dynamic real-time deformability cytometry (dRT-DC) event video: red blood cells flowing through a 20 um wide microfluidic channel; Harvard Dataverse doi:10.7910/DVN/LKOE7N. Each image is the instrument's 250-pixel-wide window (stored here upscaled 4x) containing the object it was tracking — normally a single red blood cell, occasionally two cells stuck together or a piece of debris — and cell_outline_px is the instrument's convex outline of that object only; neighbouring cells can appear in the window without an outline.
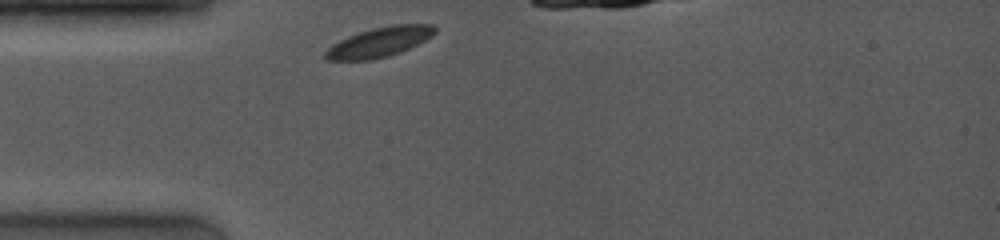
{"species": "common noctule bat (a hibernating species)", "species_latin": "Nyctalus noctula", "temperature_condition": "room temperature", "stored_images_in_passage": 37, "camera_frame_rate_fps": 4000, "um_per_image_px": 0.085, "animal": {"sex": "female", "body_mass_g": 19.0, "forearm_length_mm": 53.3}, "frame": {"image": 1, "passage_image": 1, "time_ms": 0.0, "image_size_px": [1000, 240], "cell_outline_px": [[436, 32], [432, 36], [408, 48], [388, 56], [368, 60], [328, 60], [324, 56], [324, 52], [332, 44], [348, 36], [372, 28], [392, 24], [432, 24], [436, 28]], "centroid_in_image_um": [32.24, 3.56], "position_along_channel_um": 52.8, "area_um2": 18.79}}
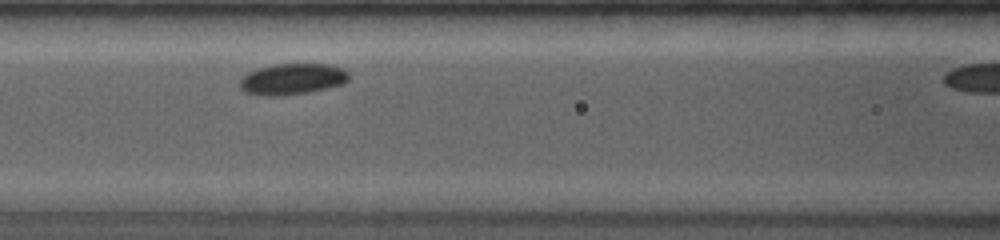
{"frame": {"image": 2, "passage_image": 11, "time_ms": 2.5, "image_size_px": [1000, 240], "cell_outline_px": [[348, 80], [344, 84], [308, 92], [284, 96], [260, 96], [244, 92], [240, 88], [240, 80], [248, 72], [256, 68], [276, 64], [332, 64], [348, 72]], "centroid_in_image_um": [24.82, 6.73], "position_along_channel_um": 141.8, "area_um2": 19.94}}
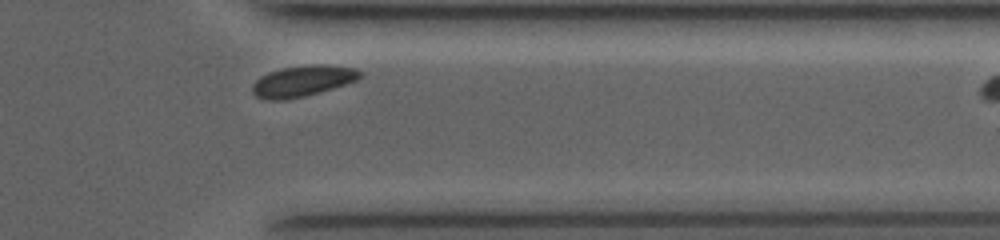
{"frame": {"image": 3, "passage_image": 36, "time_ms": 8.75, "image_size_px": [1000, 240], "cell_outline_px": [[364, 76], [356, 80], [332, 88], [304, 96], [284, 100], [264, 100], [256, 96], [252, 92], [252, 84], [260, 76], [268, 72], [284, 68], [312, 64], [328, 64], [356, 68], [364, 72]], "centroid_in_image_um": [25.74, 6.87], "position_along_channel_um": 385.7, "area_um2": 19.54}}